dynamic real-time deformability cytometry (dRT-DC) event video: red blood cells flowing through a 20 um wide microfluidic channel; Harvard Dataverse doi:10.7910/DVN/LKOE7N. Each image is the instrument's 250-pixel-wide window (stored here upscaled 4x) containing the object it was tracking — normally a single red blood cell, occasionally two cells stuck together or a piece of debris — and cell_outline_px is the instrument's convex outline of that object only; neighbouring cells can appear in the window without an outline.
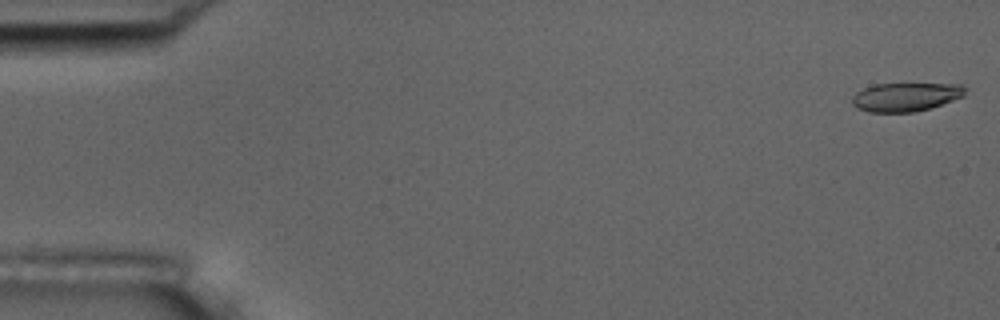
{"species": "common noctule bat (a hibernating species)", "species_latin": "Nyctalus noctula", "temperature_condition": "room temperature", "stored_images_in_passage": 55, "camera_frame_rate_fps": 3000, "um_per_image_px": 0.085, "animal": {"sex": "male", "body_mass_g": 17.5, "forearm_length_mm": 52.3}, "frame": {"image": 1, "passage_image": 1, "time_ms": 0.0, "image_size_px": [1000, 320], "cell_outline_px": [[964, 96], [916, 112], [868, 112], [856, 108], [852, 104], [852, 96], [856, 92], [864, 88], [876, 84], [960, 84], [964, 88]], "centroid_in_image_um": [76.92, 8.24], "position_along_channel_um": 8.1, "area_um2": 18.67}}
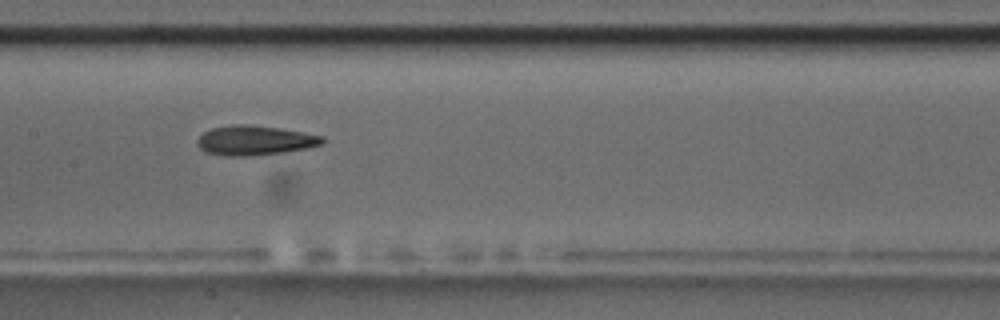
{"frame": {"image": 2, "passage_image": 27, "time_ms": 8.667, "image_size_px": [1000, 320], "cell_outline_px": [[324, 140], [320, 144], [304, 148], [284, 152], [256, 156], [224, 156], [204, 152], [196, 144], [196, 140], [204, 132], [212, 128], [232, 124], [248, 124], [280, 128], [324, 136]], "centroid_in_image_um": [21.6, 11.94], "position_along_channel_um": 185.8, "area_um2": 21.68}}
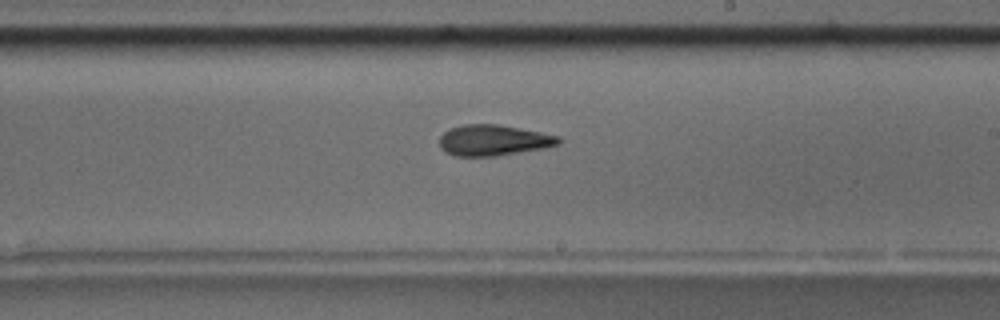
{"frame": {"image": 3, "passage_image": 32, "time_ms": 10.333, "image_size_px": [1000, 320], "cell_outline_px": [[560, 144], [544, 148], [496, 156], [456, 156], [444, 152], [440, 148], [440, 136], [444, 132], [452, 128], [464, 124], [496, 124], [540, 132], [560, 136]], "centroid_in_image_um": [41.93, 11.93], "position_along_channel_um": 247.1, "area_um2": 21.33}, "authors_computed_cell_mechanics": {"area_um2": 20.8658, "velocity_mm_per_s": 3.7015, "shape_relaxation_time_tau1_ms": 5.7525, "shape_relaxation_time_tau2_ms": 2.035, "deformation_change_tau1": 0.1863, "deformation_change_tau2": 0.1097}}